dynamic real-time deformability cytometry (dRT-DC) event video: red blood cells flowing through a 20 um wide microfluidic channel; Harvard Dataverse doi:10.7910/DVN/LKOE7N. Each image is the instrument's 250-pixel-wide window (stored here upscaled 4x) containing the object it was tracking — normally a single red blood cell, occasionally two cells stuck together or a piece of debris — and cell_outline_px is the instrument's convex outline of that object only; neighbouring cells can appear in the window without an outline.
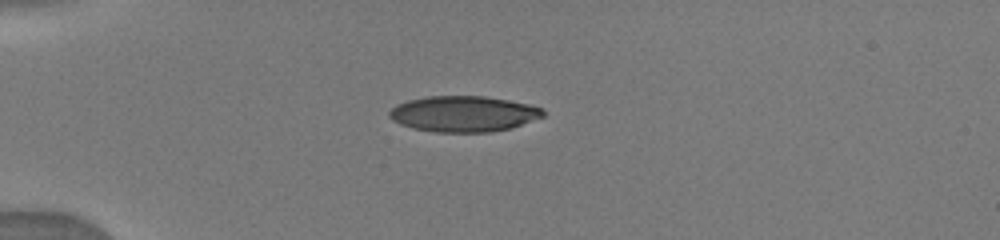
{"species": "human", "species_latin": "Homo sapiens", "temperature_condition": "warm", "stored_images_in_passage": 10, "camera_frame_rate_fps": 3000, "um_per_image_px": 0.085, "donor": {"sex": "male"}, "frame": {"image": 1, "passage_image": 1, "time_ms": 0.0, "image_size_px": [1000, 240], "cell_outline_px": [[544, 116], [512, 128], [492, 132], [436, 132], [412, 128], [400, 124], [392, 120], [388, 116], [388, 112], [396, 104], [408, 100], [428, 96], [484, 96], [508, 100], [528, 104], [544, 108]], "centroid_in_image_um": [39.39, 9.68], "position_along_channel_um": 45.6, "area_um2": 32.25}}
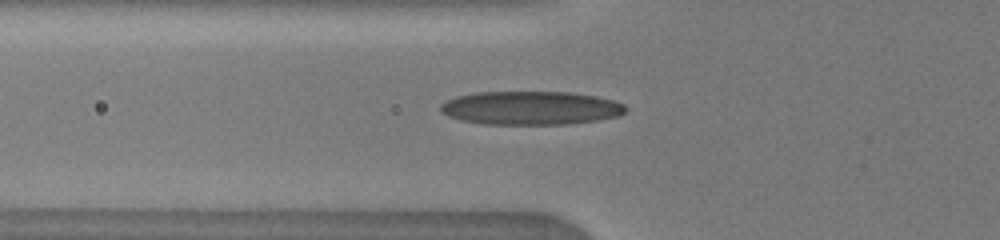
{"frame": {"image": 2, "passage_image": 6, "time_ms": 1.667, "image_size_px": [1000, 240], "cell_outline_px": [[628, 108], [620, 116], [596, 120], [568, 124], [484, 124], [460, 120], [448, 116], [440, 112], [440, 104], [456, 96], [476, 92], [572, 92], [596, 96], [612, 100], [624, 104]], "centroid_in_image_um": [45.1, 9.18], "position_along_channel_um": 80.7, "area_um2": 36.36}}
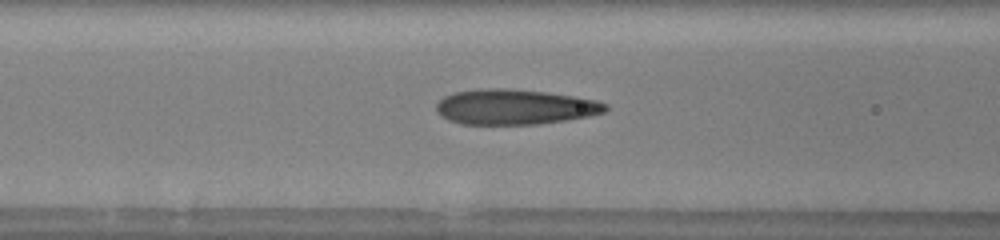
{"frame": {"image": 3, "passage_image": 9, "time_ms": 2.667, "image_size_px": [1000, 240], "cell_outline_px": [[608, 108], [604, 112], [588, 116], [540, 124], [460, 124], [448, 120], [440, 116], [436, 112], [436, 104], [444, 96], [456, 92], [480, 88], [508, 88], [544, 92], [576, 96], [596, 100], [608, 104]], "centroid_in_image_um": [43.73, 9.08], "position_along_channel_um": 122.9, "area_um2": 34.85}}